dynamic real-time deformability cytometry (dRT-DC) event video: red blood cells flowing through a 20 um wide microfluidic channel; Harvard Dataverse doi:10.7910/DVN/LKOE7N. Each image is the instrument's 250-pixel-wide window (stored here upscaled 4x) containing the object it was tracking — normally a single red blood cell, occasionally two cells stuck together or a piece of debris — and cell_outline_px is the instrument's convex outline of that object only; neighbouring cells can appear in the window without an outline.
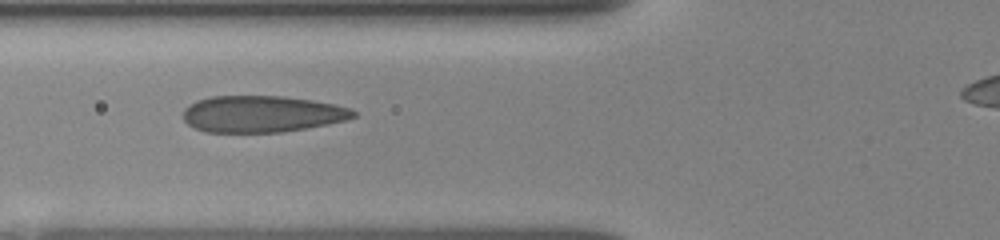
{"species": "human", "species_latin": "Homo sapiens", "temperature_condition": "room temperature", "stored_images_in_passage": 38, "camera_frame_rate_fps": 3000, "um_per_image_px": 0.085, "donor": {"sex": "female"}, "frame": {"image": 1, "passage_image": 7, "time_ms": 1.667, "image_size_px": [1000, 240], "cell_outline_px": [[356, 116], [344, 120], [328, 124], [280, 132], [204, 132], [188, 124], [184, 120], [184, 108], [188, 104], [196, 100], [212, 96], [284, 96], [312, 100], [336, 104], [352, 108], [356, 112]], "centroid_in_image_um": [22.26, 9.68], "position_along_channel_um": 103.5, "area_um2": 36.36}}
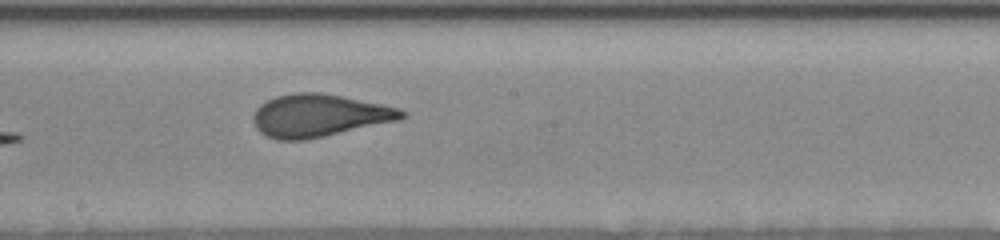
{"frame": {"image": 2, "passage_image": 18, "time_ms": 4.667, "image_size_px": [1000, 240], "cell_outline_px": [[408, 112], [400, 120], [324, 136], [304, 140], [280, 140], [268, 136], [260, 132], [256, 128], [252, 120], [252, 116], [256, 108], [260, 104], [276, 96], [296, 92], [320, 92], [400, 108]], "centroid_in_image_um": [27.1, 9.82], "position_along_channel_um": 221.1, "area_um2": 36.7}}
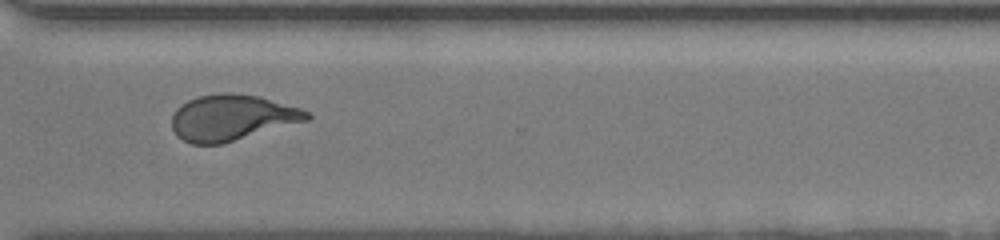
{"frame": {"image": 3, "passage_image": 37, "time_ms": 8.0, "image_size_px": [1000, 240], "cell_outline_px": [[312, 116], [308, 120], [220, 144], [192, 144], [176, 136], [172, 128], [172, 116], [176, 108], [188, 100], [196, 96], [220, 92], [228, 92], [260, 96], [300, 108], [308, 112]], "centroid_in_image_um": [19.68, 9.98], "position_along_channel_um": 350.9, "area_um2": 36.07}}